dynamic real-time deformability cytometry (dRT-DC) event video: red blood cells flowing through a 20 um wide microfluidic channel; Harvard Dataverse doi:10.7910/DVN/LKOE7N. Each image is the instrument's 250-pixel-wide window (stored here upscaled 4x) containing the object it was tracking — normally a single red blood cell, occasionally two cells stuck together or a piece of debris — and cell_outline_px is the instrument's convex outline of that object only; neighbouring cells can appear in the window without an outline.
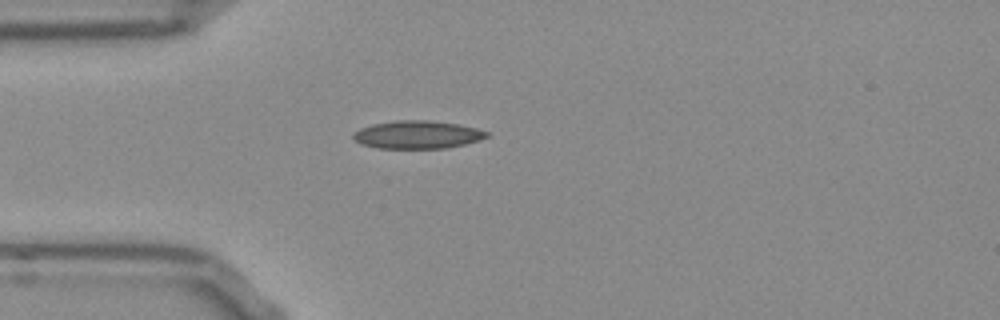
{"species": "Egyptian fruit bat (a non-hibernating species)", "species_latin": "Rousettus aegyptiacus", "temperature_condition": "room temperature", "stored_images_in_passage": 39, "camera_frame_rate_fps": 3000, "um_per_image_px": 0.085, "frame": {"image": 1, "passage_image": 1, "time_ms": 0.0, "image_size_px": [1000, 320], "cell_outline_px": [[488, 136], [480, 140], [448, 148], [376, 148], [360, 144], [352, 136], [360, 128], [372, 124], [396, 120], [432, 120], [456, 124], [476, 128], [488, 132]], "centroid_in_image_um": [35.47, 11.44], "position_along_channel_um": 49.5, "area_um2": 21.68}}
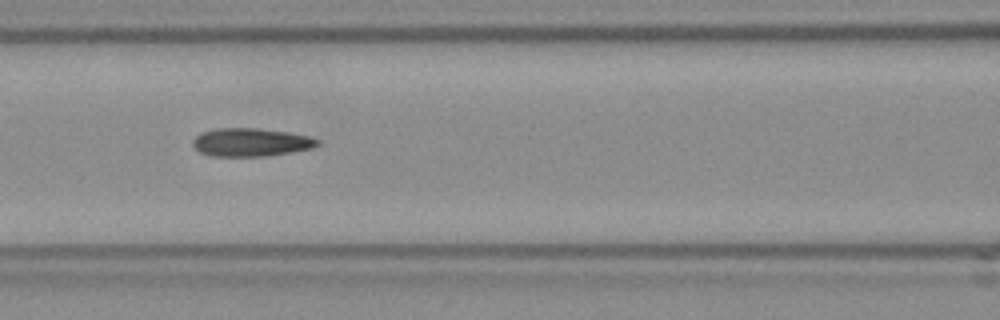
{"frame": {"image": 2, "passage_image": 9, "time_ms": 2.667, "image_size_px": [1000, 320], "cell_outline_px": [[320, 144], [312, 148], [264, 156], [212, 156], [200, 152], [192, 144], [192, 140], [200, 132], [216, 128], [256, 128], [288, 132], [308, 136], [320, 140]], "centroid_in_image_um": [21.3, 12.08], "position_along_channel_um": 145.3, "area_um2": 20.4}}
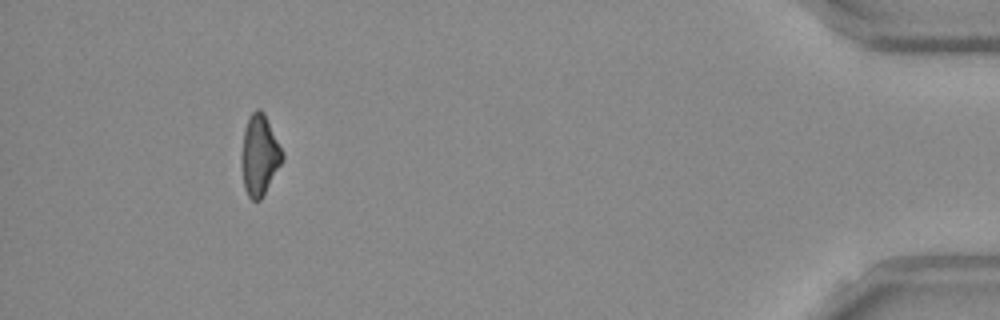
{"frame": {"image": 3, "passage_image": 35, "time_ms": 11.333, "image_size_px": [1000, 320], "cell_outline_px": [[284, 156], [264, 196], [260, 200], [252, 200], [248, 196], [244, 188], [240, 164], [244, 128], [248, 116], [256, 108], [260, 108], [264, 112], [284, 152]], "centroid_in_image_um": [22.04, 13.17], "position_along_channel_um": 413.2, "area_um2": 19.48}, "authors_computed_cell_mechanics": {"area_um2": 20.1144, "velocity_mm_per_s": 3.8854, "shape_relaxation_time_tau1_ms": 5.6051, "shape_relaxation_time_tau2_ms": 2.9383, "deformation_change_tau1": 0.1562, "deformation_change_tau2": 0.1244}}